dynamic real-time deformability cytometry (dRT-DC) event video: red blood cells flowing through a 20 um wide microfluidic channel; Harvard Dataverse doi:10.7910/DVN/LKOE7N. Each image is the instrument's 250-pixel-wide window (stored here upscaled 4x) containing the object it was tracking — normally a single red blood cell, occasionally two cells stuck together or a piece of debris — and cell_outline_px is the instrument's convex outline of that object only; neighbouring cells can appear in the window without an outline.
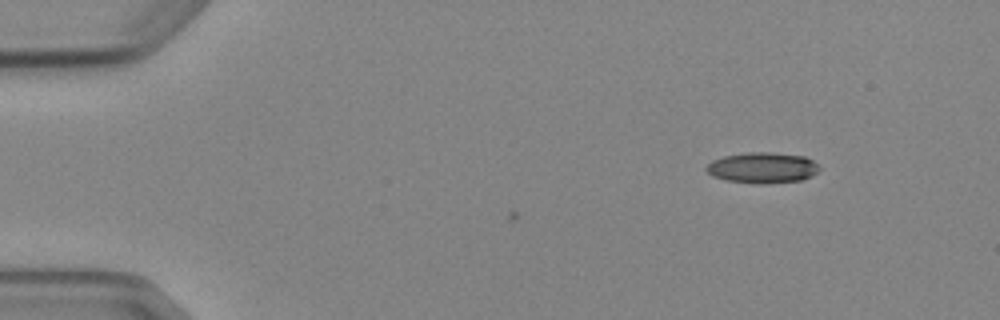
{"species": "Egyptian fruit bat (a non-hibernating species)", "species_latin": "Rousettus aegyptiacus", "temperature_condition": "cold", "stored_images_in_passage": 3, "camera_frame_rate_fps": 3000, "um_per_image_px": 0.085, "animal": {"sex": "female"}, "frame": {"image": 1, "passage_image": 3, "time_ms": 3.333, "image_size_px": [1000, 320], "cell_outline_px": [[820, 168], [812, 176], [800, 180], [760, 184], [756, 184], [728, 180], [712, 176], [704, 168], [712, 160], [724, 156], [748, 152], [772, 152], [804, 156], [812, 160]], "centroid_in_image_um": [64.79, 14.25], "position_along_channel_um": 20.2, "area_um2": 20.17}}